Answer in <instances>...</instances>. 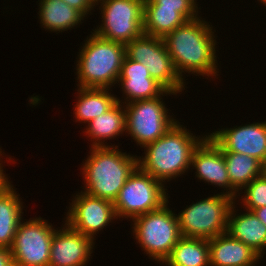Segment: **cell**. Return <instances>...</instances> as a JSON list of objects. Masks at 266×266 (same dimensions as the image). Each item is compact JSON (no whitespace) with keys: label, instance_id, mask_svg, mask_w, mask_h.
I'll return each mask as SVG.
<instances>
[{"label":"cell","instance_id":"obj_24","mask_svg":"<svg viewBox=\"0 0 266 266\" xmlns=\"http://www.w3.org/2000/svg\"><path fill=\"white\" fill-rule=\"evenodd\" d=\"M231 185L239 192L263 174V164L256 158L236 152H223Z\"/></svg>","mask_w":266,"mask_h":266},{"label":"cell","instance_id":"obj_7","mask_svg":"<svg viewBox=\"0 0 266 266\" xmlns=\"http://www.w3.org/2000/svg\"><path fill=\"white\" fill-rule=\"evenodd\" d=\"M165 187L162 182L137 166L113 203L117 219L133 220L161 208L169 198Z\"/></svg>","mask_w":266,"mask_h":266},{"label":"cell","instance_id":"obj_18","mask_svg":"<svg viewBox=\"0 0 266 266\" xmlns=\"http://www.w3.org/2000/svg\"><path fill=\"white\" fill-rule=\"evenodd\" d=\"M235 204L238 205L235 201L229 212L227 233L263 258L266 250V226L253 211L246 210L237 214Z\"/></svg>","mask_w":266,"mask_h":266},{"label":"cell","instance_id":"obj_22","mask_svg":"<svg viewBox=\"0 0 266 266\" xmlns=\"http://www.w3.org/2000/svg\"><path fill=\"white\" fill-rule=\"evenodd\" d=\"M15 187L0 194V247L11 248L18 225L23 219V203Z\"/></svg>","mask_w":266,"mask_h":266},{"label":"cell","instance_id":"obj_29","mask_svg":"<svg viewBox=\"0 0 266 266\" xmlns=\"http://www.w3.org/2000/svg\"><path fill=\"white\" fill-rule=\"evenodd\" d=\"M4 151H2L1 147H0V194L5 193L6 191H8L11 187H13L12 181L9 180L8 176L4 173V165H3V161H2V157H4L3 153Z\"/></svg>","mask_w":266,"mask_h":266},{"label":"cell","instance_id":"obj_11","mask_svg":"<svg viewBox=\"0 0 266 266\" xmlns=\"http://www.w3.org/2000/svg\"><path fill=\"white\" fill-rule=\"evenodd\" d=\"M55 228L42 217L23 219L10 248L15 266H49Z\"/></svg>","mask_w":266,"mask_h":266},{"label":"cell","instance_id":"obj_27","mask_svg":"<svg viewBox=\"0 0 266 266\" xmlns=\"http://www.w3.org/2000/svg\"><path fill=\"white\" fill-rule=\"evenodd\" d=\"M144 8L177 10L187 21L199 17L197 0H144Z\"/></svg>","mask_w":266,"mask_h":266},{"label":"cell","instance_id":"obj_17","mask_svg":"<svg viewBox=\"0 0 266 266\" xmlns=\"http://www.w3.org/2000/svg\"><path fill=\"white\" fill-rule=\"evenodd\" d=\"M210 266H255L261 257L227 232L209 240Z\"/></svg>","mask_w":266,"mask_h":266},{"label":"cell","instance_id":"obj_19","mask_svg":"<svg viewBox=\"0 0 266 266\" xmlns=\"http://www.w3.org/2000/svg\"><path fill=\"white\" fill-rule=\"evenodd\" d=\"M87 124L85 131L82 132L86 133L84 136L90 139L91 147L115 146L112 143L109 145L105 141L126 133L125 108L121 102H117L107 112L97 116Z\"/></svg>","mask_w":266,"mask_h":266},{"label":"cell","instance_id":"obj_8","mask_svg":"<svg viewBox=\"0 0 266 266\" xmlns=\"http://www.w3.org/2000/svg\"><path fill=\"white\" fill-rule=\"evenodd\" d=\"M177 95L165 91L153 99L139 100L124 104L126 112V133L143 148L148 143L161 138L179 120L169 115L163 96Z\"/></svg>","mask_w":266,"mask_h":266},{"label":"cell","instance_id":"obj_23","mask_svg":"<svg viewBox=\"0 0 266 266\" xmlns=\"http://www.w3.org/2000/svg\"><path fill=\"white\" fill-rule=\"evenodd\" d=\"M166 266H210L209 240L181 237L170 256L160 265Z\"/></svg>","mask_w":266,"mask_h":266},{"label":"cell","instance_id":"obj_33","mask_svg":"<svg viewBox=\"0 0 266 266\" xmlns=\"http://www.w3.org/2000/svg\"><path fill=\"white\" fill-rule=\"evenodd\" d=\"M260 1V3H262L264 6H266V0H257Z\"/></svg>","mask_w":266,"mask_h":266},{"label":"cell","instance_id":"obj_10","mask_svg":"<svg viewBox=\"0 0 266 266\" xmlns=\"http://www.w3.org/2000/svg\"><path fill=\"white\" fill-rule=\"evenodd\" d=\"M125 46L126 56L143 64L167 91L179 94L185 90L186 82L177 73L163 38L143 34Z\"/></svg>","mask_w":266,"mask_h":266},{"label":"cell","instance_id":"obj_2","mask_svg":"<svg viewBox=\"0 0 266 266\" xmlns=\"http://www.w3.org/2000/svg\"><path fill=\"white\" fill-rule=\"evenodd\" d=\"M180 123L178 121L161 138L145 145V155L138 156V166L164 185L191 169L194 150L208 136L193 135Z\"/></svg>","mask_w":266,"mask_h":266},{"label":"cell","instance_id":"obj_21","mask_svg":"<svg viewBox=\"0 0 266 266\" xmlns=\"http://www.w3.org/2000/svg\"><path fill=\"white\" fill-rule=\"evenodd\" d=\"M77 88L73 114L79 123H89L117 103L116 96L111 94L112 88Z\"/></svg>","mask_w":266,"mask_h":266},{"label":"cell","instance_id":"obj_16","mask_svg":"<svg viewBox=\"0 0 266 266\" xmlns=\"http://www.w3.org/2000/svg\"><path fill=\"white\" fill-rule=\"evenodd\" d=\"M121 87L123 93L122 98L116 97L117 102L124 104L139 100L153 99L161 96L166 89L154 80L148 69L135 60H131L127 56L124 57L120 77L117 83Z\"/></svg>","mask_w":266,"mask_h":266},{"label":"cell","instance_id":"obj_25","mask_svg":"<svg viewBox=\"0 0 266 266\" xmlns=\"http://www.w3.org/2000/svg\"><path fill=\"white\" fill-rule=\"evenodd\" d=\"M186 21L177 10L144 8L143 32L148 36L164 38Z\"/></svg>","mask_w":266,"mask_h":266},{"label":"cell","instance_id":"obj_1","mask_svg":"<svg viewBox=\"0 0 266 266\" xmlns=\"http://www.w3.org/2000/svg\"><path fill=\"white\" fill-rule=\"evenodd\" d=\"M201 19L199 16L188 20L163 38L174 67L184 81L186 73L206 79L219 76L216 31L210 22Z\"/></svg>","mask_w":266,"mask_h":266},{"label":"cell","instance_id":"obj_20","mask_svg":"<svg viewBox=\"0 0 266 266\" xmlns=\"http://www.w3.org/2000/svg\"><path fill=\"white\" fill-rule=\"evenodd\" d=\"M38 2V18L41 26L47 31L58 34L75 29L74 27L77 28L84 21L85 16L63 0H38Z\"/></svg>","mask_w":266,"mask_h":266},{"label":"cell","instance_id":"obj_13","mask_svg":"<svg viewBox=\"0 0 266 266\" xmlns=\"http://www.w3.org/2000/svg\"><path fill=\"white\" fill-rule=\"evenodd\" d=\"M208 137L222 152L246 154L262 164L266 161V121L218 129Z\"/></svg>","mask_w":266,"mask_h":266},{"label":"cell","instance_id":"obj_9","mask_svg":"<svg viewBox=\"0 0 266 266\" xmlns=\"http://www.w3.org/2000/svg\"><path fill=\"white\" fill-rule=\"evenodd\" d=\"M101 11V24L93 32L106 40L123 44L141 37L144 0H95Z\"/></svg>","mask_w":266,"mask_h":266},{"label":"cell","instance_id":"obj_26","mask_svg":"<svg viewBox=\"0 0 266 266\" xmlns=\"http://www.w3.org/2000/svg\"><path fill=\"white\" fill-rule=\"evenodd\" d=\"M245 189V190H244ZM239 192L238 196H241L240 203H243L244 210L253 211L254 209L266 206V175L262 174L259 177L254 178L247 186ZM244 197V198H243Z\"/></svg>","mask_w":266,"mask_h":266},{"label":"cell","instance_id":"obj_15","mask_svg":"<svg viewBox=\"0 0 266 266\" xmlns=\"http://www.w3.org/2000/svg\"><path fill=\"white\" fill-rule=\"evenodd\" d=\"M190 167L196 170L195 176L200 181L221 187L224 189L222 194L239 199V192L229 180L223 152L208 136L194 150Z\"/></svg>","mask_w":266,"mask_h":266},{"label":"cell","instance_id":"obj_5","mask_svg":"<svg viewBox=\"0 0 266 266\" xmlns=\"http://www.w3.org/2000/svg\"><path fill=\"white\" fill-rule=\"evenodd\" d=\"M165 203L161 208L134 218L132 232L136 243L144 253L157 263L163 264L173 247L182 237L177 214Z\"/></svg>","mask_w":266,"mask_h":266},{"label":"cell","instance_id":"obj_30","mask_svg":"<svg viewBox=\"0 0 266 266\" xmlns=\"http://www.w3.org/2000/svg\"><path fill=\"white\" fill-rule=\"evenodd\" d=\"M0 266H15L14 258L9 248L0 247Z\"/></svg>","mask_w":266,"mask_h":266},{"label":"cell","instance_id":"obj_28","mask_svg":"<svg viewBox=\"0 0 266 266\" xmlns=\"http://www.w3.org/2000/svg\"><path fill=\"white\" fill-rule=\"evenodd\" d=\"M67 5L76 8L85 17L94 10L95 0H63Z\"/></svg>","mask_w":266,"mask_h":266},{"label":"cell","instance_id":"obj_6","mask_svg":"<svg viewBox=\"0 0 266 266\" xmlns=\"http://www.w3.org/2000/svg\"><path fill=\"white\" fill-rule=\"evenodd\" d=\"M235 201L220 192L187 205L177 215L181 236L210 240L227 232L229 212Z\"/></svg>","mask_w":266,"mask_h":266},{"label":"cell","instance_id":"obj_12","mask_svg":"<svg viewBox=\"0 0 266 266\" xmlns=\"http://www.w3.org/2000/svg\"><path fill=\"white\" fill-rule=\"evenodd\" d=\"M69 204L65 222L93 241L99 231L117 219L113 202L90 196L83 190Z\"/></svg>","mask_w":266,"mask_h":266},{"label":"cell","instance_id":"obj_14","mask_svg":"<svg viewBox=\"0 0 266 266\" xmlns=\"http://www.w3.org/2000/svg\"><path fill=\"white\" fill-rule=\"evenodd\" d=\"M95 242L67 222L52 237L49 266H87Z\"/></svg>","mask_w":266,"mask_h":266},{"label":"cell","instance_id":"obj_4","mask_svg":"<svg viewBox=\"0 0 266 266\" xmlns=\"http://www.w3.org/2000/svg\"><path fill=\"white\" fill-rule=\"evenodd\" d=\"M84 40L76 60L77 87L110 88L118 83L126 56L123 43L110 41L94 32ZM78 63V64H77Z\"/></svg>","mask_w":266,"mask_h":266},{"label":"cell","instance_id":"obj_32","mask_svg":"<svg viewBox=\"0 0 266 266\" xmlns=\"http://www.w3.org/2000/svg\"><path fill=\"white\" fill-rule=\"evenodd\" d=\"M263 174L266 175V161H265V163L263 164Z\"/></svg>","mask_w":266,"mask_h":266},{"label":"cell","instance_id":"obj_3","mask_svg":"<svg viewBox=\"0 0 266 266\" xmlns=\"http://www.w3.org/2000/svg\"><path fill=\"white\" fill-rule=\"evenodd\" d=\"M116 146L90 147V155L80 168L83 192L113 202L130 174L138 166V156L122 152Z\"/></svg>","mask_w":266,"mask_h":266},{"label":"cell","instance_id":"obj_31","mask_svg":"<svg viewBox=\"0 0 266 266\" xmlns=\"http://www.w3.org/2000/svg\"><path fill=\"white\" fill-rule=\"evenodd\" d=\"M253 212L258 219L266 226V206L254 209Z\"/></svg>","mask_w":266,"mask_h":266}]
</instances>
